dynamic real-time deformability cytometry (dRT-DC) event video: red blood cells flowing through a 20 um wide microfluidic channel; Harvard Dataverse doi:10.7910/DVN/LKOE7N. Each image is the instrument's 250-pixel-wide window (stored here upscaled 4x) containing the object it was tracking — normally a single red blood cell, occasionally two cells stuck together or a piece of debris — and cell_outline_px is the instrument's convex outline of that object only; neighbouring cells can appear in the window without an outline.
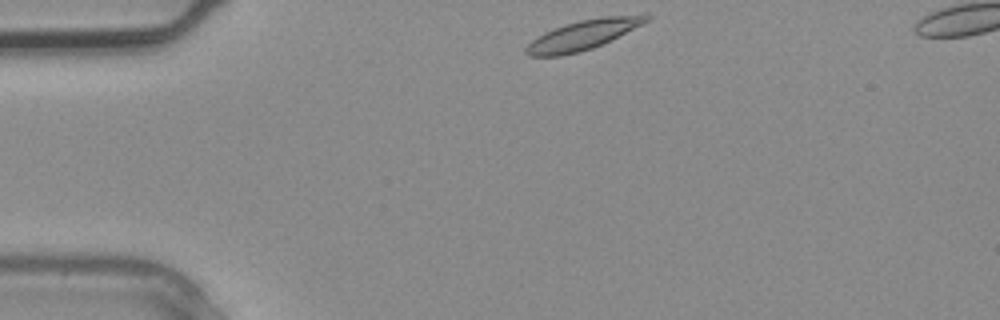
{"species": "common noctule bat (a hibernating species)", "species_latin": "Nyctalus noctula", "temperature_condition": "warm", "stored_images_in_passage": 2, "camera_frame_rate_fps": 3000, "um_per_image_px": 0.085, "animal": {"sex": "male", "body_mass_g": 20.4}, "frame": {"image": 1, "passage_image": 1, "time_ms": 0.0, "image_size_px": [1000, 320], "cell_outline_px": [[652, 20], [592, 48], [580, 52], [560, 56], [528, 56], [524, 52], [524, 48], [532, 40], [544, 32], [564, 24], [580, 20], [604, 16], [652, 16]], "centroid_in_image_um": [49.49, 2.98], "position_along_channel_um": 35.5, "area_um2": 20.46}}